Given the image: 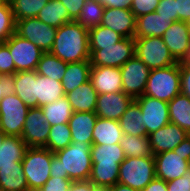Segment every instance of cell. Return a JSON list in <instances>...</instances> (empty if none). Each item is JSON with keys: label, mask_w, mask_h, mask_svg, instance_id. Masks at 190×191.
Instances as JSON below:
<instances>
[{"label": "cell", "mask_w": 190, "mask_h": 191, "mask_svg": "<svg viewBox=\"0 0 190 191\" xmlns=\"http://www.w3.org/2000/svg\"><path fill=\"white\" fill-rule=\"evenodd\" d=\"M142 191H168L167 182L155 177Z\"/></svg>", "instance_id": "f5cc1de1"}, {"label": "cell", "mask_w": 190, "mask_h": 191, "mask_svg": "<svg viewBox=\"0 0 190 191\" xmlns=\"http://www.w3.org/2000/svg\"><path fill=\"white\" fill-rule=\"evenodd\" d=\"M41 109L50 126L68 123L73 114L71 104L66 96L41 106Z\"/></svg>", "instance_id": "836d02e7"}, {"label": "cell", "mask_w": 190, "mask_h": 191, "mask_svg": "<svg viewBox=\"0 0 190 191\" xmlns=\"http://www.w3.org/2000/svg\"><path fill=\"white\" fill-rule=\"evenodd\" d=\"M178 21L187 22L190 19V0H176Z\"/></svg>", "instance_id": "681fc988"}, {"label": "cell", "mask_w": 190, "mask_h": 191, "mask_svg": "<svg viewBox=\"0 0 190 191\" xmlns=\"http://www.w3.org/2000/svg\"><path fill=\"white\" fill-rule=\"evenodd\" d=\"M179 69L181 75V93L186 95L190 99V62H179Z\"/></svg>", "instance_id": "bcb514c9"}, {"label": "cell", "mask_w": 190, "mask_h": 191, "mask_svg": "<svg viewBox=\"0 0 190 191\" xmlns=\"http://www.w3.org/2000/svg\"><path fill=\"white\" fill-rule=\"evenodd\" d=\"M49 0H10L15 21L37 17Z\"/></svg>", "instance_id": "f35d334b"}, {"label": "cell", "mask_w": 190, "mask_h": 191, "mask_svg": "<svg viewBox=\"0 0 190 191\" xmlns=\"http://www.w3.org/2000/svg\"><path fill=\"white\" fill-rule=\"evenodd\" d=\"M135 39V55L151 69L172 66L177 61L171 55L162 37Z\"/></svg>", "instance_id": "52a82bcc"}, {"label": "cell", "mask_w": 190, "mask_h": 191, "mask_svg": "<svg viewBox=\"0 0 190 191\" xmlns=\"http://www.w3.org/2000/svg\"><path fill=\"white\" fill-rule=\"evenodd\" d=\"M15 33L39 47L43 52H50L54 44L57 28L34 18L16 21Z\"/></svg>", "instance_id": "30bf717a"}, {"label": "cell", "mask_w": 190, "mask_h": 191, "mask_svg": "<svg viewBox=\"0 0 190 191\" xmlns=\"http://www.w3.org/2000/svg\"><path fill=\"white\" fill-rule=\"evenodd\" d=\"M186 23H187V26H188L189 29H190V19H189Z\"/></svg>", "instance_id": "680465c9"}, {"label": "cell", "mask_w": 190, "mask_h": 191, "mask_svg": "<svg viewBox=\"0 0 190 191\" xmlns=\"http://www.w3.org/2000/svg\"><path fill=\"white\" fill-rule=\"evenodd\" d=\"M111 191H138V190H135L129 186L120 183H116L111 187Z\"/></svg>", "instance_id": "11a10c76"}, {"label": "cell", "mask_w": 190, "mask_h": 191, "mask_svg": "<svg viewBox=\"0 0 190 191\" xmlns=\"http://www.w3.org/2000/svg\"><path fill=\"white\" fill-rule=\"evenodd\" d=\"M90 82L98 94L122 91L120 68L107 66L91 67Z\"/></svg>", "instance_id": "ffe728a7"}, {"label": "cell", "mask_w": 190, "mask_h": 191, "mask_svg": "<svg viewBox=\"0 0 190 191\" xmlns=\"http://www.w3.org/2000/svg\"><path fill=\"white\" fill-rule=\"evenodd\" d=\"M168 191H190V167L182 177L167 182Z\"/></svg>", "instance_id": "f6af8a7d"}, {"label": "cell", "mask_w": 190, "mask_h": 191, "mask_svg": "<svg viewBox=\"0 0 190 191\" xmlns=\"http://www.w3.org/2000/svg\"><path fill=\"white\" fill-rule=\"evenodd\" d=\"M105 8L130 9L131 0H99Z\"/></svg>", "instance_id": "816d5d0a"}, {"label": "cell", "mask_w": 190, "mask_h": 191, "mask_svg": "<svg viewBox=\"0 0 190 191\" xmlns=\"http://www.w3.org/2000/svg\"><path fill=\"white\" fill-rule=\"evenodd\" d=\"M91 67L90 60L68 63L64 77L61 80L64 93L67 94L81 84L89 81Z\"/></svg>", "instance_id": "4316f807"}, {"label": "cell", "mask_w": 190, "mask_h": 191, "mask_svg": "<svg viewBox=\"0 0 190 191\" xmlns=\"http://www.w3.org/2000/svg\"><path fill=\"white\" fill-rule=\"evenodd\" d=\"M36 18L55 28L72 21L69 18L68 10L60 0H49Z\"/></svg>", "instance_id": "1f68e13d"}, {"label": "cell", "mask_w": 190, "mask_h": 191, "mask_svg": "<svg viewBox=\"0 0 190 191\" xmlns=\"http://www.w3.org/2000/svg\"><path fill=\"white\" fill-rule=\"evenodd\" d=\"M30 108L15 94L0 101V129L7 136L21 137Z\"/></svg>", "instance_id": "ba28073f"}, {"label": "cell", "mask_w": 190, "mask_h": 191, "mask_svg": "<svg viewBox=\"0 0 190 191\" xmlns=\"http://www.w3.org/2000/svg\"><path fill=\"white\" fill-rule=\"evenodd\" d=\"M125 158L120 143L92 144V171L89 178L91 183L99 187H112L118 183L120 164Z\"/></svg>", "instance_id": "3957f363"}, {"label": "cell", "mask_w": 190, "mask_h": 191, "mask_svg": "<svg viewBox=\"0 0 190 191\" xmlns=\"http://www.w3.org/2000/svg\"><path fill=\"white\" fill-rule=\"evenodd\" d=\"M160 0H131L130 10L135 17L156 12Z\"/></svg>", "instance_id": "60d3db41"}, {"label": "cell", "mask_w": 190, "mask_h": 191, "mask_svg": "<svg viewBox=\"0 0 190 191\" xmlns=\"http://www.w3.org/2000/svg\"><path fill=\"white\" fill-rule=\"evenodd\" d=\"M95 188L90 180L72 181L68 191H95Z\"/></svg>", "instance_id": "f907efd6"}, {"label": "cell", "mask_w": 190, "mask_h": 191, "mask_svg": "<svg viewBox=\"0 0 190 191\" xmlns=\"http://www.w3.org/2000/svg\"><path fill=\"white\" fill-rule=\"evenodd\" d=\"M120 146L126 157H154L150 146L149 135L136 136L123 134Z\"/></svg>", "instance_id": "d6a6232c"}, {"label": "cell", "mask_w": 190, "mask_h": 191, "mask_svg": "<svg viewBox=\"0 0 190 191\" xmlns=\"http://www.w3.org/2000/svg\"><path fill=\"white\" fill-rule=\"evenodd\" d=\"M52 158L45 147H28L21 163L29 191H38L49 180Z\"/></svg>", "instance_id": "5b68a950"}, {"label": "cell", "mask_w": 190, "mask_h": 191, "mask_svg": "<svg viewBox=\"0 0 190 191\" xmlns=\"http://www.w3.org/2000/svg\"><path fill=\"white\" fill-rule=\"evenodd\" d=\"M92 67H122L135 55V39L122 38L113 46H101V49H90Z\"/></svg>", "instance_id": "9c48e42d"}, {"label": "cell", "mask_w": 190, "mask_h": 191, "mask_svg": "<svg viewBox=\"0 0 190 191\" xmlns=\"http://www.w3.org/2000/svg\"><path fill=\"white\" fill-rule=\"evenodd\" d=\"M50 53L67 63L90 60L88 29L76 21L58 27Z\"/></svg>", "instance_id": "7a4b0ae2"}, {"label": "cell", "mask_w": 190, "mask_h": 191, "mask_svg": "<svg viewBox=\"0 0 190 191\" xmlns=\"http://www.w3.org/2000/svg\"><path fill=\"white\" fill-rule=\"evenodd\" d=\"M162 39L177 62L190 56V29L184 21H175L164 32Z\"/></svg>", "instance_id": "9a60e30c"}, {"label": "cell", "mask_w": 190, "mask_h": 191, "mask_svg": "<svg viewBox=\"0 0 190 191\" xmlns=\"http://www.w3.org/2000/svg\"><path fill=\"white\" fill-rule=\"evenodd\" d=\"M143 114L134 99L119 120L123 134L146 136V126L142 122Z\"/></svg>", "instance_id": "f546056e"}, {"label": "cell", "mask_w": 190, "mask_h": 191, "mask_svg": "<svg viewBox=\"0 0 190 191\" xmlns=\"http://www.w3.org/2000/svg\"><path fill=\"white\" fill-rule=\"evenodd\" d=\"M170 123L178 125L190 134V99L179 93L168 102Z\"/></svg>", "instance_id": "f1b7e54d"}, {"label": "cell", "mask_w": 190, "mask_h": 191, "mask_svg": "<svg viewBox=\"0 0 190 191\" xmlns=\"http://www.w3.org/2000/svg\"><path fill=\"white\" fill-rule=\"evenodd\" d=\"M122 91L136 99L144 94L150 68L136 55L120 67Z\"/></svg>", "instance_id": "7c38bea8"}, {"label": "cell", "mask_w": 190, "mask_h": 191, "mask_svg": "<svg viewBox=\"0 0 190 191\" xmlns=\"http://www.w3.org/2000/svg\"><path fill=\"white\" fill-rule=\"evenodd\" d=\"M67 64V62L62 61L50 52H44L35 71L37 74L61 81L64 77Z\"/></svg>", "instance_id": "e575fe53"}, {"label": "cell", "mask_w": 190, "mask_h": 191, "mask_svg": "<svg viewBox=\"0 0 190 191\" xmlns=\"http://www.w3.org/2000/svg\"><path fill=\"white\" fill-rule=\"evenodd\" d=\"M179 62L159 69H151L143 95L169 102L181 93Z\"/></svg>", "instance_id": "277c9868"}, {"label": "cell", "mask_w": 190, "mask_h": 191, "mask_svg": "<svg viewBox=\"0 0 190 191\" xmlns=\"http://www.w3.org/2000/svg\"><path fill=\"white\" fill-rule=\"evenodd\" d=\"M158 15L178 21V14H176V0H160L156 8Z\"/></svg>", "instance_id": "7bdbcfd3"}, {"label": "cell", "mask_w": 190, "mask_h": 191, "mask_svg": "<svg viewBox=\"0 0 190 191\" xmlns=\"http://www.w3.org/2000/svg\"><path fill=\"white\" fill-rule=\"evenodd\" d=\"M91 145L86 142H71L66 148L53 153L50 177L89 180L92 171Z\"/></svg>", "instance_id": "6da1fadb"}, {"label": "cell", "mask_w": 190, "mask_h": 191, "mask_svg": "<svg viewBox=\"0 0 190 191\" xmlns=\"http://www.w3.org/2000/svg\"><path fill=\"white\" fill-rule=\"evenodd\" d=\"M155 177L154 157H126L120 164L118 183L142 191Z\"/></svg>", "instance_id": "8992f818"}, {"label": "cell", "mask_w": 190, "mask_h": 191, "mask_svg": "<svg viewBox=\"0 0 190 191\" xmlns=\"http://www.w3.org/2000/svg\"><path fill=\"white\" fill-rule=\"evenodd\" d=\"M0 186L4 191H29L22 163L0 166Z\"/></svg>", "instance_id": "83f0119b"}, {"label": "cell", "mask_w": 190, "mask_h": 191, "mask_svg": "<svg viewBox=\"0 0 190 191\" xmlns=\"http://www.w3.org/2000/svg\"><path fill=\"white\" fill-rule=\"evenodd\" d=\"M135 100L143 114L142 122L146 126L147 135L170 123L167 102L146 95Z\"/></svg>", "instance_id": "5bb4252c"}, {"label": "cell", "mask_w": 190, "mask_h": 191, "mask_svg": "<svg viewBox=\"0 0 190 191\" xmlns=\"http://www.w3.org/2000/svg\"><path fill=\"white\" fill-rule=\"evenodd\" d=\"M97 117L95 112H73L68 121L72 142L92 143V132Z\"/></svg>", "instance_id": "d4e9b609"}, {"label": "cell", "mask_w": 190, "mask_h": 191, "mask_svg": "<svg viewBox=\"0 0 190 191\" xmlns=\"http://www.w3.org/2000/svg\"><path fill=\"white\" fill-rule=\"evenodd\" d=\"M65 96L61 81L37 74L38 107L57 101Z\"/></svg>", "instance_id": "4dcf8cb0"}, {"label": "cell", "mask_w": 190, "mask_h": 191, "mask_svg": "<svg viewBox=\"0 0 190 191\" xmlns=\"http://www.w3.org/2000/svg\"><path fill=\"white\" fill-rule=\"evenodd\" d=\"M16 21L11 3L0 5V39L5 42L15 33Z\"/></svg>", "instance_id": "ab89813d"}, {"label": "cell", "mask_w": 190, "mask_h": 191, "mask_svg": "<svg viewBox=\"0 0 190 191\" xmlns=\"http://www.w3.org/2000/svg\"><path fill=\"white\" fill-rule=\"evenodd\" d=\"M87 0H60L68 10L69 18L75 21Z\"/></svg>", "instance_id": "c3c4849f"}, {"label": "cell", "mask_w": 190, "mask_h": 191, "mask_svg": "<svg viewBox=\"0 0 190 191\" xmlns=\"http://www.w3.org/2000/svg\"><path fill=\"white\" fill-rule=\"evenodd\" d=\"M4 43L9 47L16 72L36 70L44 53L39 47L16 33Z\"/></svg>", "instance_id": "8fae6325"}, {"label": "cell", "mask_w": 190, "mask_h": 191, "mask_svg": "<svg viewBox=\"0 0 190 191\" xmlns=\"http://www.w3.org/2000/svg\"><path fill=\"white\" fill-rule=\"evenodd\" d=\"M10 2V0H0V5L1 4H6V3H9Z\"/></svg>", "instance_id": "6f0895ef"}, {"label": "cell", "mask_w": 190, "mask_h": 191, "mask_svg": "<svg viewBox=\"0 0 190 191\" xmlns=\"http://www.w3.org/2000/svg\"><path fill=\"white\" fill-rule=\"evenodd\" d=\"M174 23L170 18L148 13L136 18L134 38L162 37L164 32Z\"/></svg>", "instance_id": "44dd1931"}, {"label": "cell", "mask_w": 190, "mask_h": 191, "mask_svg": "<svg viewBox=\"0 0 190 191\" xmlns=\"http://www.w3.org/2000/svg\"><path fill=\"white\" fill-rule=\"evenodd\" d=\"M122 137L123 131L119 121L97 117L92 132V144H116L120 143Z\"/></svg>", "instance_id": "484cf974"}, {"label": "cell", "mask_w": 190, "mask_h": 191, "mask_svg": "<svg viewBox=\"0 0 190 191\" xmlns=\"http://www.w3.org/2000/svg\"><path fill=\"white\" fill-rule=\"evenodd\" d=\"M173 151L178 152L184 156V159L190 161V135L187 136Z\"/></svg>", "instance_id": "db71d44e"}, {"label": "cell", "mask_w": 190, "mask_h": 191, "mask_svg": "<svg viewBox=\"0 0 190 191\" xmlns=\"http://www.w3.org/2000/svg\"><path fill=\"white\" fill-rule=\"evenodd\" d=\"M100 25L110 28L123 38H134L136 17L130 9L105 8Z\"/></svg>", "instance_id": "ac0fdd59"}, {"label": "cell", "mask_w": 190, "mask_h": 191, "mask_svg": "<svg viewBox=\"0 0 190 191\" xmlns=\"http://www.w3.org/2000/svg\"><path fill=\"white\" fill-rule=\"evenodd\" d=\"M72 142L71 131L68 123L50 126L48 141L45 148L55 153L66 148Z\"/></svg>", "instance_id": "74e56055"}, {"label": "cell", "mask_w": 190, "mask_h": 191, "mask_svg": "<svg viewBox=\"0 0 190 191\" xmlns=\"http://www.w3.org/2000/svg\"><path fill=\"white\" fill-rule=\"evenodd\" d=\"M73 112H94L98 93L89 81L65 94Z\"/></svg>", "instance_id": "cb8c5ba5"}, {"label": "cell", "mask_w": 190, "mask_h": 191, "mask_svg": "<svg viewBox=\"0 0 190 191\" xmlns=\"http://www.w3.org/2000/svg\"><path fill=\"white\" fill-rule=\"evenodd\" d=\"M189 135L185 130L173 123H168L166 126L159 128L149 134L153 155L173 151Z\"/></svg>", "instance_id": "d6986e66"}, {"label": "cell", "mask_w": 190, "mask_h": 191, "mask_svg": "<svg viewBox=\"0 0 190 191\" xmlns=\"http://www.w3.org/2000/svg\"><path fill=\"white\" fill-rule=\"evenodd\" d=\"M10 94H15L14 74L0 75V101Z\"/></svg>", "instance_id": "7dc6e473"}, {"label": "cell", "mask_w": 190, "mask_h": 191, "mask_svg": "<svg viewBox=\"0 0 190 191\" xmlns=\"http://www.w3.org/2000/svg\"><path fill=\"white\" fill-rule=\"evenodd\" d=\"M49 132L50 125L41 107L30 108L25 119L22 140L28 147H45Z\"/></svg>", "instance_id": "4fadbf2b"}, {"label": "cell", "mask_w": 190, "mask_h": 191, "mask_svg": "<svg viewBox=\"0 0 190 191\" xmlns=\"http://www.w3.org/2000/svg\"><path fill=\"white\" fill-rule=\"evenodd\" d=\"M15 95L29 108L38 107L37 101V72L19 71L14 74Z\"/></svg>", "instance_id": "603a6c76"}, {"label": "cell", "mask_w": 190, "mask_h": 191, "mask_svg": "<svg viewBox=\"0 0 190 191\" xmlns=\"http://www.w3.org/2000/svg\"><path fill=\"white\" fill-rule=\"evenodd\" d=\"M71 182L70 179L50 177L38 191H68Z\"/></svg>", "instance_id": "ee69618b"}, {"label": "cell", "mask_w": 190, "mask_h": 191, "mask_svg": "<svg viewBox=\"0 0 190 191\" xmlns=\"http://www.w3.org/2000/svg\"><path fill=\"white\" fill-rule=\"evenodd\" d=\"M15 65L9 52V47L3 43L0 46V75L15 74Z\"/></svg>", "instance_id": "b9f144b4"}, {"label": "cell", "mask_w": 190, "mask_h": 191, "mask_svg": "<svg viewBox=\"0 0 190 191\" xmlns=\"http://www.w3.org/2000/svg\"><path fill=\"white\" fill-rule=\"evenodd\" d=\"M95 191H111V187H99V186H96Z\"/></svg>", "instance_id": "9f6ffc18"}, {"label": "cell", "mask_w": 190, "mask_h": 191, "mask_svg": "<svg viewBox=\"0 0 190 191\" xmlns=\"http://www.w3.org/2000/svg\"><path fill=\"white\" fill-rule=\"evenodd\" d=\"M4 42L0 39V46L3 44Z\"/></svg>", "instance_id": "91938a15"}, {"label": "cell", "mask_w": 190, "mask_h": 191, "mask_svg": "<svg viewBox=\"0 0 190 191\" xmlns=\"http://www.w3.org/2000/svg\"><path fill=\"white\" fill-rule=\"evenodd\" d=\"M104 9L105 7L99 0H87L75 21L87 29L99 26Z\"/></svg>", "instance_id": "d590c367"}, {"label": "cell", "mask_w": 190, "mask_h": 191, "mask_svg": "<svg viewBox=\"0 0 190 191\" xmlns=\"http://www.w3.org/2000/svg\"><path fill=\"white\" fill-rule=\"evenodd\" d=\"M156 177L165 182L182 177L190 167V161L174 151L154 155Z\"/></svg>", "instance_id": "2e32d148"}, {"label": "cell", "mask_w": 190, "mask_h": 191, "mask_svg": "<svg viewBox=\"0 0 190 191\" xmlns=\"http://www.w3.org/2000/svg\"><path fill=\"white\" fill-rule=\"evenodd\" d=\"M133 100L123 91L98 94L94 112L99 118L119 121Z\"/></svg>", "instance_id": "e0dca14e"}, {"label": "cell", "mask_w": 190, "mask_h": 191, "mask_svg": "<svg viewBox=\"0 0 190 191\" xmlns=\"http://www.w3.org/2000/svg\"><path fill=\"white\" fill-rule=\"evenodd\" d=\"M28 146L21 137L7 136L0 129V166L21 163Z\"/></svg>", "instance_id": "7402d4cb"}, {"label": "cell", "mask_w": 190, "mask_h": 191, "mask_svg": "<svg viewBox=\"0 0 190 191\" xmlns=\"http://www.w3.org/2000/svg\"><path fill=\"white\" fill-rule=\"evenodd\" d=\"M89 48L101 49V46H113L123 37L108 27L101 25L88 29Z\"/></svg>", "instance_id": "8d00e7d4"}]
</instances>
